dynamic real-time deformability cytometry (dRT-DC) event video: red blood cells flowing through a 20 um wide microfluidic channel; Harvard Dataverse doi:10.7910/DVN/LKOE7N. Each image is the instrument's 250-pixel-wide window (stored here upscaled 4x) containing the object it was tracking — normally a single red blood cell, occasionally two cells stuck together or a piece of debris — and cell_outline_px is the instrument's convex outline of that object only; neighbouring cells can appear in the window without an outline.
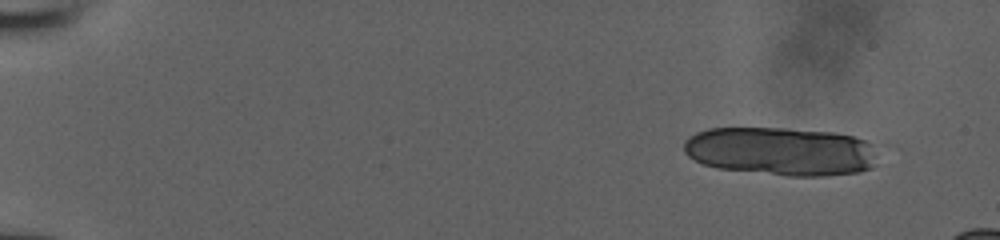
{"species": "human", "species_latin": "Homo sapiens", "temperature_condition": "room temperature", "stored_images_in_passage": 15, "camera_frame_rate_fps": 3000, "um_per_image_px": 0.085, "donor": {"sex": "male"}, "frame": {"image": 1, "passage_image": 1, "time_ms": 0.0, "image_size_px": [1000, 240], "cell_outline_px": [[876, 164], [872, 168], [860, 172], [824, 176], [788, 176], [716, 168], [704, 164], [688, 156], [684, 152], [684, 140], [696, 132], [708, 128], [784, 128], [832, 132], [852, 136], [868, 140], [872, 144]], "centroid_in_image_um": [66.38, 12.86], "position_along_channel_um": 18.6, "area_um2": 55.08}}